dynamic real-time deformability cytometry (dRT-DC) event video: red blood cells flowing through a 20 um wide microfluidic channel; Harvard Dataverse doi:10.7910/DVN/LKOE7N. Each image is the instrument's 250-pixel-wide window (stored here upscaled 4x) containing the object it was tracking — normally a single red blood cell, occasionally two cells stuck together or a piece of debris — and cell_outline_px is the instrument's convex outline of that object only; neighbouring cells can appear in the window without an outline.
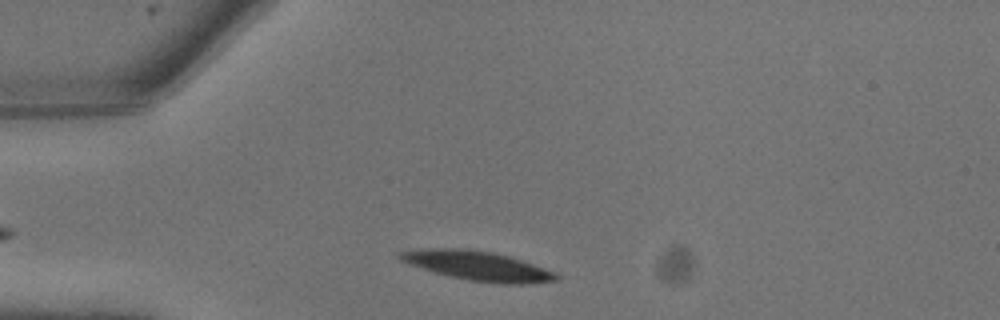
{"species": "common noctule bat (a hibernating species)", "species_latin": "Nyctalus noctula", "temperature_condition": "warm", "stored_images_in_passage": 2, "camera_frame_rate_fps": 3000, "um_per_image_px": 0.085, "animal": {"sex": "male", "body_mass_g": 13.3}, "frame": {"image": 1, "passage_image": 1, "time_ms": 0.0, "image_size_px": [1000, 320], "cell_outline_px": [[560, 280], [524, 284], [504, 284], [468, 280], [436, 272], [408, 264], [400, 260], [396, 256], [400, 252], [428, 248], [468, 248], [492, 252], [508, 256], [556, 272], [560, 276]], "centroid_in_image_um": [40.62, 22.59], "position_along_channel_um": 44.4, "area_um2": 26.59}}